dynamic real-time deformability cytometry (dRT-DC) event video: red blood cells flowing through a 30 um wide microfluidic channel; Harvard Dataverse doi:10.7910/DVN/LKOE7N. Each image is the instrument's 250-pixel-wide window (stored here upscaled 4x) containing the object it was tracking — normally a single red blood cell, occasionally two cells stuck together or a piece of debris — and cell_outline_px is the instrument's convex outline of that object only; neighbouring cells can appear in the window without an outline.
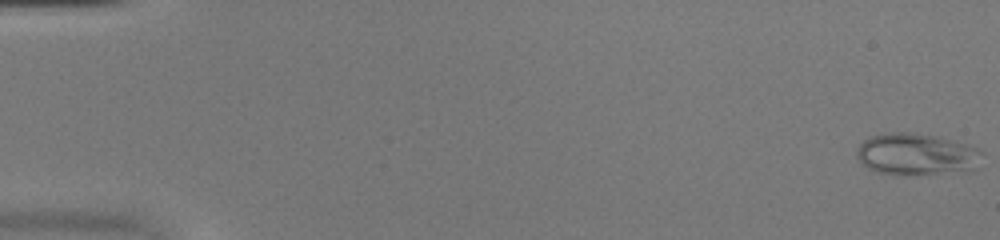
{"species": "common noctule bat (a hibernating species)", "species_latin": "Nyctalus noctula", "temperature_condition": "warm", "stored_images_in_passage": 52, "camera_frame_rate_fps": 3000, "um_per_image_px": 0.085, "animal": {"sex": "female", "body_mass_g": 20.0, "forearm_length_mm": 54.0}, "frame": {"image": 1, "passage_image": 1, "time_ms": 0.0, "image_size_px": [1000, 240], "cell_outline_px": [[984, 152], [980, 168], [964, 172], [908, 176], [896, 176], [876, 172], [868, 168], [856, 156], [856, 148], [864, 140], [872, 136], [888, 132], [908, 132], [936, 136], [968, 144]], "centroid_in_image_um": [77.96, 13.15], "position_along_channel_um": 7.0, "area_um2": 31.5}}
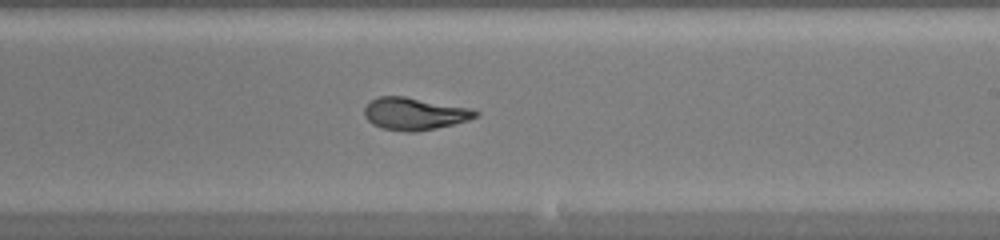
{"frame": {"image": 2, "passage_image": 32, "time_ms": 10.333, "image_size_px": [1000, 240], "cell_outline_px": [[480, 116], [468, 120], [436, 128], [412, 132], [408, 132], [384, 128], [372, 124], [364, 116], [364, 108], [372, 100], [380, 96], [404, 96], [468, 108], [480, 112]], "centroid_in_image_um": [35.23, 9.67], "position_along_channel_um": 253.8, "area_um2": 20.63}}
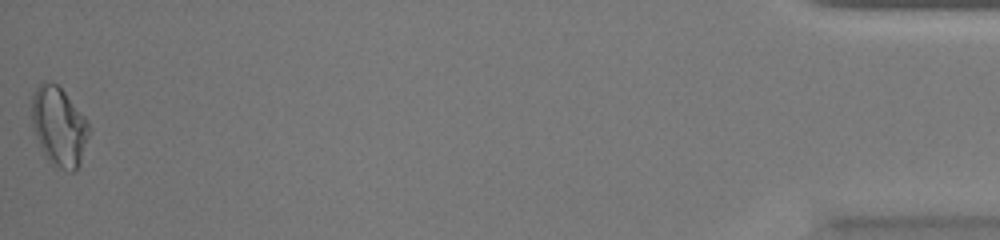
{"frame": {"image": 3, "passage_image": 52, "time_ms": 17.0, "image_size_px": [1000, 240], "cell_outline_px": [[92, 128], [80, 164], [72, 172], [68, 172], [60, 168], [48, 160], [44, 156], [32, 128], [32, 96], [36, 88], [44, 80], [56, 84], [64, 92], [88, 120]], "centroid_in_image_um": [5.03, 10.76], "position_along_channel_um": 430.2, "area_um2": 26.59}, "authors_computed_cell_mechanics": {"area_um2": 22.3686, "velocity_mm_per_s": 4.025, "shape_relaxation_time_tau1_ms": 8.855, "shape_relaxation_time_tau2_ms": 1.2982, "deformation_change_tau1": 0.2806, "deformation_change_tau2": 0.0679}}